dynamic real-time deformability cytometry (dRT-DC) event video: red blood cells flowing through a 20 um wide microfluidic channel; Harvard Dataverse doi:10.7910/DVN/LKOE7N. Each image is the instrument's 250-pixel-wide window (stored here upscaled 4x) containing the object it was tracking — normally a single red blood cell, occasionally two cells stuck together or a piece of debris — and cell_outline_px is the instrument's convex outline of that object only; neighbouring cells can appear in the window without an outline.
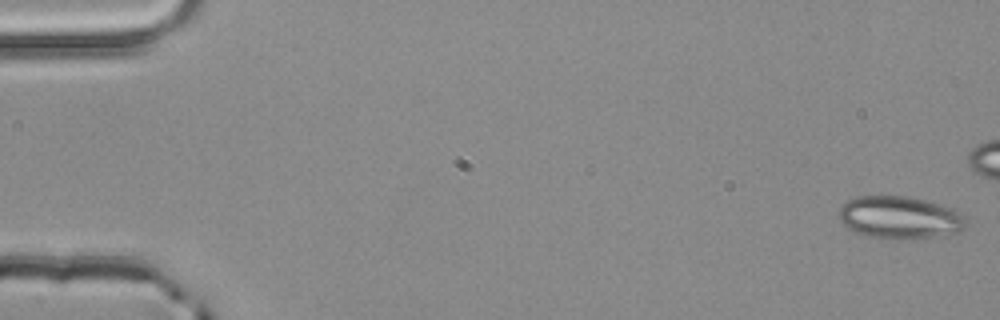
{"species": "common noctule bat (a hibernating species)", "species_latin": "Nyctalus noctula", "temperature_condition": "room temperature", "stored_images_in_passage": 5, "camera_frame_rate_fps": 3000, "um_per_image_px": 0.085, "animal": {"sex": "male", "body_mass_g": 20.4}, "frame": {"image": 1, "passage_image": 1, "time_ms": 0.0, "image_size_px": [1000, 320], "cell_outline_px": [[964, 228], [960, 232], [940, 236], [912, 240], [908, 240], [864, 236], [848, 228], [836, 216], [840, 208], [848, 200], [856, 196], [908, 196], [940, 204], [952, 208], [964, 216]], "centroid_in_image_um": [76.46, 18.5], "position_along_channel_um": 8.5, "area_um2": 31.79}}